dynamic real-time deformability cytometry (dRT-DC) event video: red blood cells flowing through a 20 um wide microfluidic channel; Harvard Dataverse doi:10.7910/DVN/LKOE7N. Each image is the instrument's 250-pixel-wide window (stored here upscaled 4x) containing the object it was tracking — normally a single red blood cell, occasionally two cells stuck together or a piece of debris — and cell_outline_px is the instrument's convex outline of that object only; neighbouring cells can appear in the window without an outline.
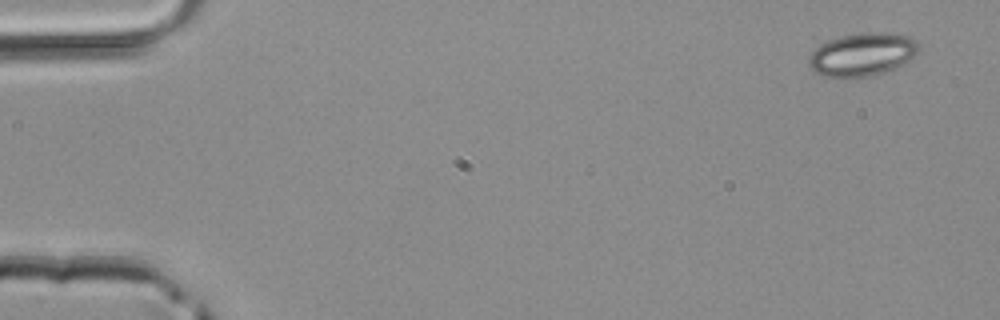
{"species": "common noctule bat (a hibernating species)", "species_latin": "Nyctalus noctula", "temperature_condition": "room temperature", "stored_images_in_passage": 4, "camera_frame_rate_fps": 3000, "um_per_image_px": 0.085, "animal": {"sex": "male", "body_mass_g": 20.4}, "frame": {"image": 1, "passage_image": 1, "time_ms": 0.0, "image_size_px": [1000, 320], "cell_outline_px": [[920, 48], [904, 64], [884, 72], [872, 76], [824, 76], [816, 72], [808, 64], [808, 60], [812, 52], [820, 44], [828, 40], [840, 36], [860, 32], [880, 32], [908, 36], [916, 40]], "centroid_in_image_um": [73.3, 4.6], "position_along_channel_um": 11.7, "area_um2": 27.28}}
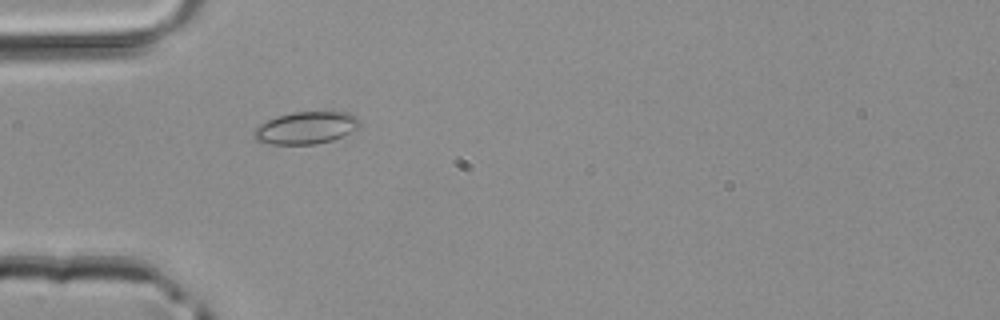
{"frame": {"image": 2, "passage_image": 4, "time_ms": 1.0, "image_size_px": [1000, 320], "cell_outline_px": [[360, 124], [356, 128], [332, 140], [316, 144], [272, 144], [256, 140], [252, 136], [252, 132], [260, 124], [276, 116], [292, 112], [348, 112], [356, 116], [360, 120]], "centroid_in_image_um": [25.97, 10.86], "position_along_channel_um": 59.0, "area_um2": 19.71}}